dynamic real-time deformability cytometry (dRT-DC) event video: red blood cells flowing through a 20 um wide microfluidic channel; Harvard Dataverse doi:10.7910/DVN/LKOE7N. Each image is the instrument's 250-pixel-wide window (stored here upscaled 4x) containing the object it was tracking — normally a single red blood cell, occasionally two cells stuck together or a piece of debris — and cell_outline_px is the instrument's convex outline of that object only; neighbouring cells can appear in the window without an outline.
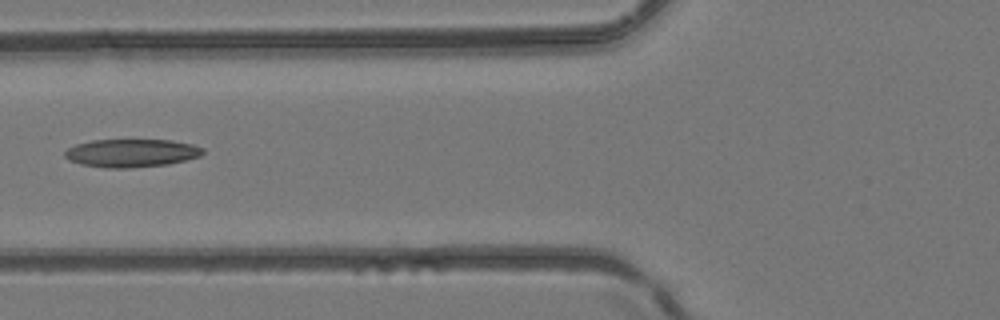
{"species": "common noctule bat (a hibernating species)", "species_latin": "Nyctalus noctula", "temperature_condition": "room temperature", "stored_images_in_passage": 4, "camera_frame_rate_fps": 3000, "um_per_image_px": 0.085, "animal": {"sex": "female", "body_mass_g": 24.6, "forearm_length_mm": 56.2}, "frame": {"image": 1, "passage_image": 4, "time_ms": 1.0, "image_size_px": [1000, 320], "cell_outline_px": [[204, 152], [200, 156], [168, 164], [132, 168], [104, 168], [80, 164], [68, 160], [64, 156], [64, 152], [68, 148], [76, 144], [92, 140], [172, 140], [192, 144], [204, 148]], "centroid_in_image_um": [11.15, 13.01], "position_along_channel_um": 114.7, "area_um2": 22.72}}